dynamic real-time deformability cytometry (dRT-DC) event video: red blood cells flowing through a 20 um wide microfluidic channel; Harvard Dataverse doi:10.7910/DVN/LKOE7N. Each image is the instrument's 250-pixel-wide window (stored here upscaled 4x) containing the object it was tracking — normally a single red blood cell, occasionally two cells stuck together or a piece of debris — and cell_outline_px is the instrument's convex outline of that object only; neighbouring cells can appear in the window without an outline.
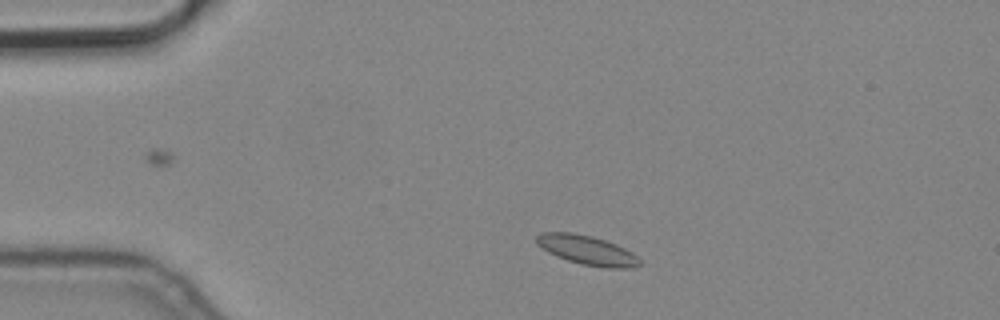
{"species": "common noctule bat (a hibernating species)", "species_latin": "Nyctalus noctula", "temperature_condition": "cold", "stored_images_in_passage": 3, "camera_frame_rate_fps": 3000, "um_per_image_px": 0.085, "animal": {"sex": "male", "body_mass_g": 19.2, "forearm_length_mm": 51.8}, "frame": {"image": 1, "passage_image": 1, "time_ms": 0.0, "image_size_px": [1000, 320], "cell_outline_px": [[640, 264], [628, 268], [608, 268], [580, 264], [556, 256], [548, 252], [536, 244], [536, 236], [540, 232], [572, 232], [592, 236], [616, 244], [632, 252], [640, 260]], "centroid_in_image_um": [49.86, 21.25], "position_along_channel_um": 35.1, "area_um2": 17.57}}